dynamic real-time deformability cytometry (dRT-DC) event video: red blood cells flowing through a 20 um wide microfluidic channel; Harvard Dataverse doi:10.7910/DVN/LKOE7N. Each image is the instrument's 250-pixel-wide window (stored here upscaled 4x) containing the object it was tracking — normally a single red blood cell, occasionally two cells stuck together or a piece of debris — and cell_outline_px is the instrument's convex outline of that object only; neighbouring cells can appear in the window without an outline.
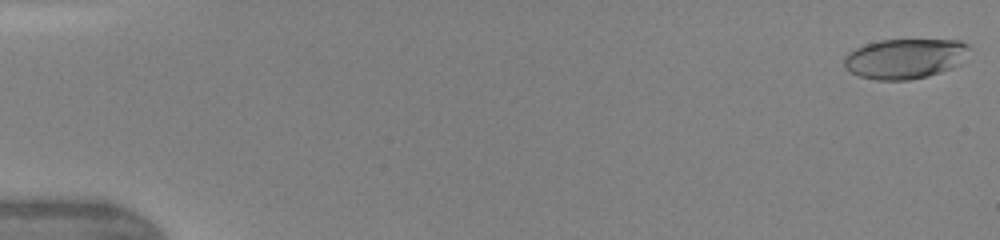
{"species": "human", "species_latin": "Homo sapiens", "temperature_condition": "warm", "stored_images_in_passage": 45, "camera_frame_rate_fps": 3000, "um_per_image_px": 0.085, "donor": {"sex": "female"}, "frame": {"image": 1, "passage_image": 1, "time_ms": 0.0, "image_size_px": [1000, 240], "cell_outline_px": [[972, 48], [952, 68], [928, 76], [908, 80], [876, 80], [860, 76], [844, 68], [844, 56], [848, 52], [856, 48], [880, 40], [960, 40], [968, 44]], "centroid_in_image_um": [76.91, 4.98], "position_along_channel_um": 8.1, "area_um2": 29.02}}
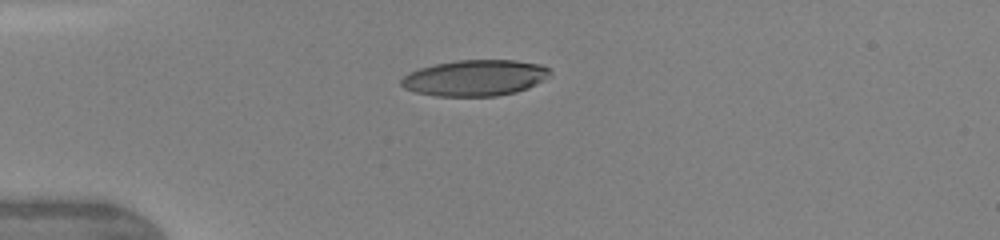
{"frame": {"image": 2, "passage_image": 22, "time_ms": 4.0, "image_size_px": [1000, 240], "cell_outline_px": [[552, 72], [544, 80], [528, 88], [516, 92], [496, 96], [436, 96], [416, 92], [404, 88], [400, 84], [400, 80], [408, 72], [420, 68], [436, 64], [456, 60], [516, 60], [540, 64], [548, 68]], "centroid_in_image_um": [40.38, 6.62], "position_along_channel_um": 44.6, "area_um2": 31.33}}